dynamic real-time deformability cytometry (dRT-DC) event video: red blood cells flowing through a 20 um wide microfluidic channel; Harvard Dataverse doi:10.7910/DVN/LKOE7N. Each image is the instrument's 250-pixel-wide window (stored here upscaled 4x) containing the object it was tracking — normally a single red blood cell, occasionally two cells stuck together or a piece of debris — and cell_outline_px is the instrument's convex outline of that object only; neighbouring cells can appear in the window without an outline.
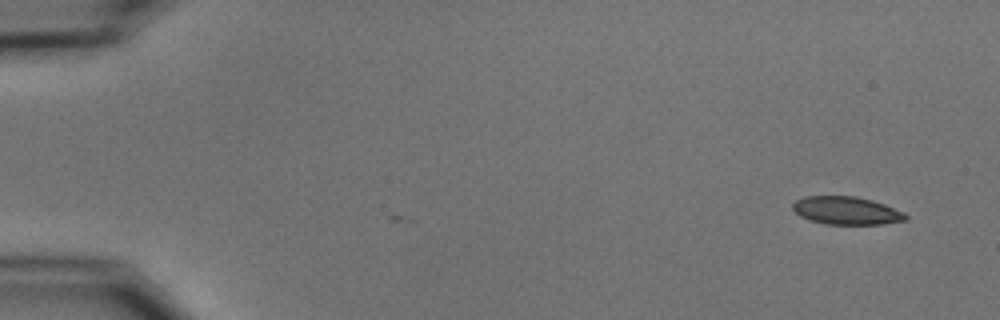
{"species": "common noctule bat (a hibernating species)", "species_latin": "Nyctalus noctula", "temperature_condition": "cold", "stored_images_in_passage": 3, "camera_frame_rate_fps": 3000, "um_per_image_px": 0.085, "animal": {"sex": "male", "body_mass_g": 15.6}, "frame": {"image": 1, "passage_image": 3, "time_ms": 2.333, "image_size_px": [1000, 320], "cell_outline_px": [[908, 220], [884, 224], [824, 224], [800, 216], [792, 208], [792, 204], [796, 200], [804, 196], [856, 196], [872, 200], [884, 204], [904, 212], [908, 216]], "centroid_in_image_um": [71.97, 17.9], "position_along_channel_um": 13.0, "area_um2": 18.44}}